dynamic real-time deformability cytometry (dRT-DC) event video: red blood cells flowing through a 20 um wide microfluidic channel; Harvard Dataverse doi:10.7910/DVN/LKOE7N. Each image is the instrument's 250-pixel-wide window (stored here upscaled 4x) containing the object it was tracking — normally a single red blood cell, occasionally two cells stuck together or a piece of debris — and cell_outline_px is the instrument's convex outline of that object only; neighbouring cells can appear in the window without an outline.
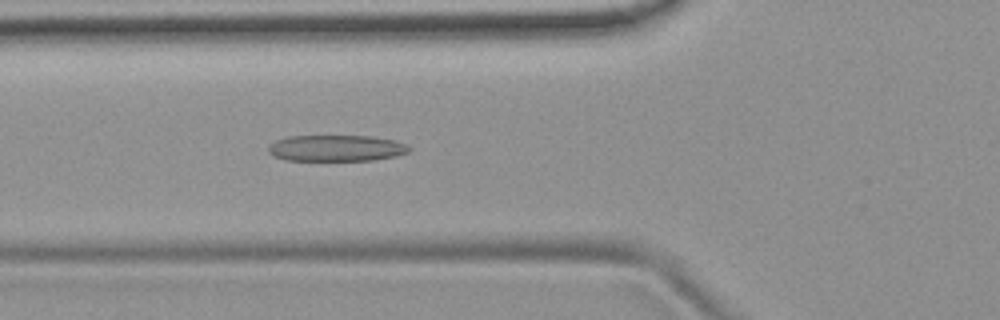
{"species": "common noctule bat (a hibernating species)", "species_latin": "Nyctalus noctula", "temperature_condition": "room temperature", "stored_images_in_passage": 4, "camera_frame_rate_fps": 3000, "um_per_image_px": 0.085, "animal": {"sex": "female", "body_mass_g": 19.9}, "frame": {"image": 1, "passage_image": 4, "time_ms": 4.333, "image_size_px": [1000, 320], "cell_outline_px": [[412, 148], [408, 152], [396, 156], [372, 160], [284, 160], [272, 156], [268, 152], [268, 144], [276, 140], [288, 136], [372, 136], [396, 140]], "centroid_in_image_um": [28.55, 12.59], "position_along_channel_um": 97.2, "area_um2": 21.68}}